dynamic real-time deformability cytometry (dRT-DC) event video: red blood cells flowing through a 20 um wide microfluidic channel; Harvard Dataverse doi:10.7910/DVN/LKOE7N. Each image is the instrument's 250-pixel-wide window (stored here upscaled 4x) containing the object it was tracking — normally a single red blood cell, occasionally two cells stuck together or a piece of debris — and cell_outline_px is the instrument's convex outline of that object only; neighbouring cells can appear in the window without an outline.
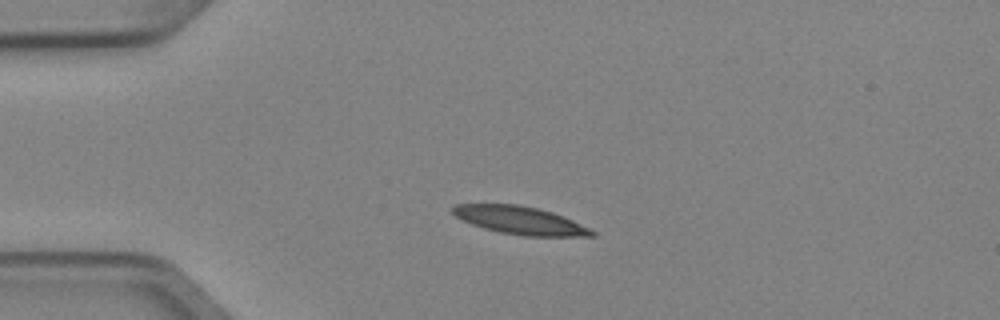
{"species": "Egyptian fruit bat (a non-hibernating species)", "species_latin": "Rousettus aegyptiacus", "temperature_condition": "cold", "stored_images_in_passage": 2, "camera_frame_rate_fps": 3000, "um_per_image_px": 0.085, "animal": {"sex": "female"}, "frame": {"image": 1, "passage_image": 1, "time_ms": 0.0, "image_size_px": [1000, 320], "cell_outline_px": [[596, 236], [524, 236], [500, 232], [484, 228], [472, 224], [456, 216], [452, 212], [452, 208], [456, 204], [520, 204], [552, 212], [572, 220], [596, 232]], "centroid_in_image_um": [44.21, 18.73], "position_along_channel_um": 40.8, "area_um2": 22.37}}